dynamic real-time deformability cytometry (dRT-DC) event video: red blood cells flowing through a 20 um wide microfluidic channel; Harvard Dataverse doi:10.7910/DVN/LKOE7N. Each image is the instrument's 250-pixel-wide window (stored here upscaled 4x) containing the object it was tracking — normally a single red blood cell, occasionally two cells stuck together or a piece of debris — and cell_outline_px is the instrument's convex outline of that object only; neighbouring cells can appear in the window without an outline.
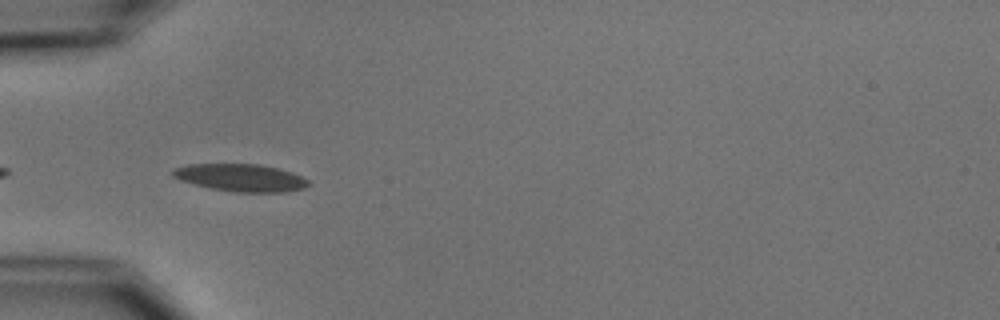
{"species": "common noctule bat (a hibernating species)", "species_latin": "Nyctalus noctula", "temperature_condition": "cold", "stored_images_in_passage": 6, "camera_frame_rate_fps": 3000, "um_per_image_px": 0.085, "animal": {"sex": "male", "body_mass_g": 15.6}, "frame": {"image": 1, "passage_image": 4, "time_ms": 3.667, "image_size_px": [1000, 320], "cell_outline_px": [[312, 184], [304, 188], [284, 192], [232, 192], [208, 188], [180, 180], [172, 176], [168, 172], [176, 168], [188, 164], [260, 164], [292, 172], [308, 180]], "centroid_in_image_um": [20.44, 15.11], "position_along_channel_um": 64.6, "area_um2": 21.85}}